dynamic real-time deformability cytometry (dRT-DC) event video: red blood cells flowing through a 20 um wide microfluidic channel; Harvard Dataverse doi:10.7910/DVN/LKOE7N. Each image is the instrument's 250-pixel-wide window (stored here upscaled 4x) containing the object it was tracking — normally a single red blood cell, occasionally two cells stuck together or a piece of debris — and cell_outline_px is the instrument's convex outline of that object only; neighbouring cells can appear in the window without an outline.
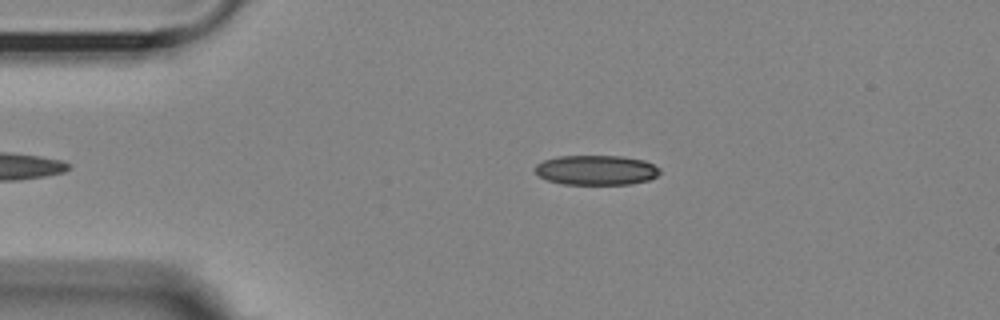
{"species": "Egyptian fruit bat (a non-hibernating species)", "species_latin": "Rousettus aegyptiacus", "temperature_condition": "room temperature", "stored_images_in_passage": 41, "camera_frame_rate_fps": 3000, "um_per_image_px": 0.085, "animal": {"sex": "female"}, "frame": {"image": 1, "passage_image": 3, "time_ms": 0.667, "image_size_px": [1000, 320], "cell_outline_px": [[660, 172], [656, 176], [648, 180], [628, 184], [564, 184], [548, 180], [540, 176], [536, 172], [536, 164], [544, 160], [556, 156], [620, 156], [644, 160], [660, 168]], "centroid_in_image_um": [50.68, 14.45], "position_along_channel_um": 34.3, "area_um2": 21.5}}
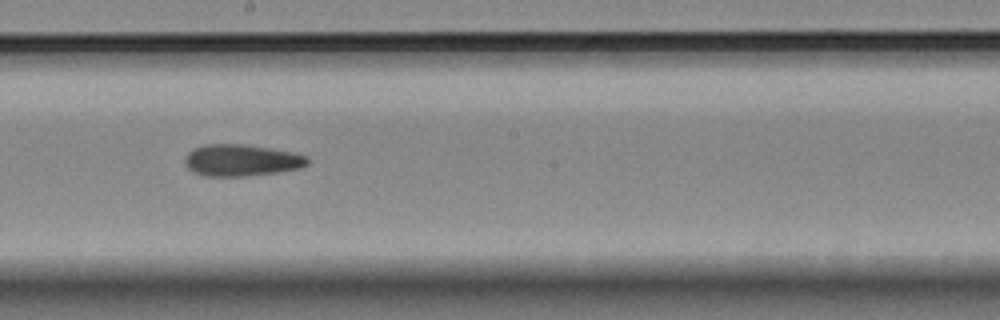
{"frame": {"image": 2, "passage_image": 22, "time_ms": 7.0, "image_size_px": [1000, 320], "cell_outline_px": [[308, 164], [300, 168], [276, 172], [248, 176], [204, 176], [192, 172], [184, 164], [184, 160], [188, 152], [192, 148], [204, 144], [244, 144], [292, 152], [308, 156]], "centroid_in_image_um": [20.47, 13.62], "position_along_channel_um": 227.7, "area_um2": 22.77}}
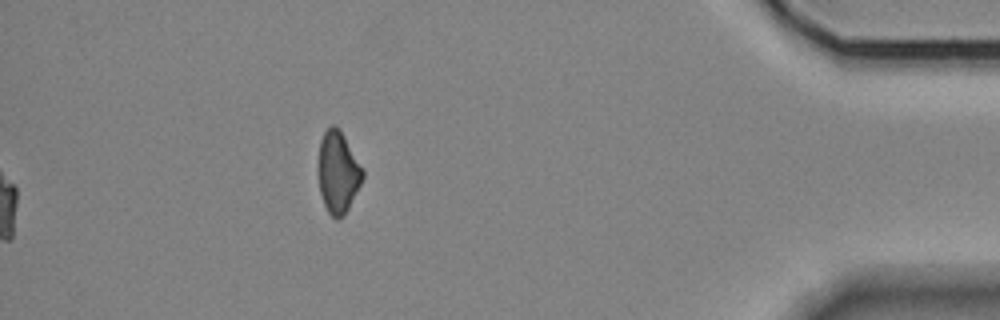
{"frame": {"image": 3, "passage_image": 41, "time_ms": 13.333, "image_size_px": [1000, 320], "cell_outline_px": [[364, 176], [344, 216], [336, 220], [328, 212], [324, 204], [320, 192], [316, 172], [316, 168], [320, 140], [324, 132], [332, 124], [336, 124], [340, 128], [364, 168]], "centroid_in_image_um": [28.7, 14.59], "position_along_channel_um": 406.5, "area_um2": 21.73}}